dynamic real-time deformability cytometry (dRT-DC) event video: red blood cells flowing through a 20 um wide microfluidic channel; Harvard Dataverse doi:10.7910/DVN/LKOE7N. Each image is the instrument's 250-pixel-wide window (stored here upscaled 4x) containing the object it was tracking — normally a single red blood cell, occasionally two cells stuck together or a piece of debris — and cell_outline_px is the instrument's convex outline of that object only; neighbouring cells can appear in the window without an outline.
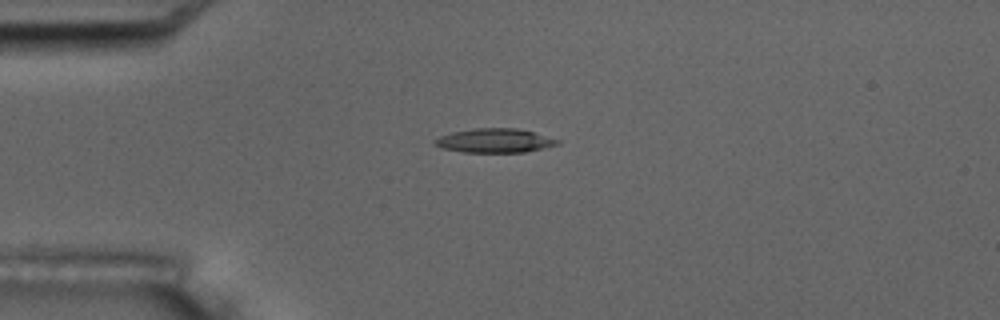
{"species": "common noctule bat (a hibernating species)", "species_latin": "Nyctalus noctula", "temperature_condition": "room temperature", "stored_images_in_passage": 2, "camera_frame_rate_fps": 3000, "um_per_image_px": 0.085, "animal": {"sex": "male", "body_mass_g": 17.5, "forearm_length_mm": 52.3}, "frame": {"image": 1, "passage_image": 2, "time_ms": 1.333, "image_size_px": [1000, 320], "cell_outline_px": [[560, 140], [556, 144], [524, 152], [464, 152], [444, 148], [436, 144], [432, 140], [440, 136], [452, 132], [472, 128], [516, 128], [532, 132]], "centroid_in_image_um": [41.99, 11.94], "position_along_channel_um": 43.0, "area_um2": 16.82}}